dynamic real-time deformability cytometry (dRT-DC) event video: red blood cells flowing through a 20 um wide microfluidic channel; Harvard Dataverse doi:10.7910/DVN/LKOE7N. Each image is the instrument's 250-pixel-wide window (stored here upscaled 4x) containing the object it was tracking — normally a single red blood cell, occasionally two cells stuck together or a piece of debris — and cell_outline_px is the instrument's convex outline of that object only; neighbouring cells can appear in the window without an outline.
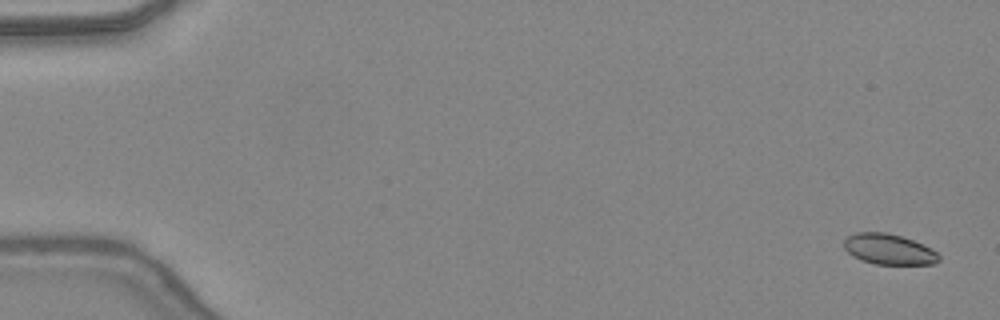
{"species": "common noctule bat (a hibernating species)", "species_latin": "Nyctalus noctula", "temperature_condition": "warm", "stored_images_in_passage": 16, "camera_frame_rate_fps": 3000, "um_per_image_px": 0.085, "animal": {"sex": "female", "body_mass_g": 24.6, "forearm_length_mm": 56.2}, "frame": {"image": 1, "passage_image": 2, "time_ms": 0.333, "image_size_px": [1000, 320], "cell_outline_px": [[940, 260], [936, 264], [876, 264], [860, 260], [852, 256], [844, 248], [844, 240], [848, 236], [856, 232], [884, 232], [900, 236], [912, 240], [936, 252], [940, 256]], "centroid_in_image_um": [75.52, 21.19], "position_along_channel_um": 9.5, "area_um2": 16.76}}
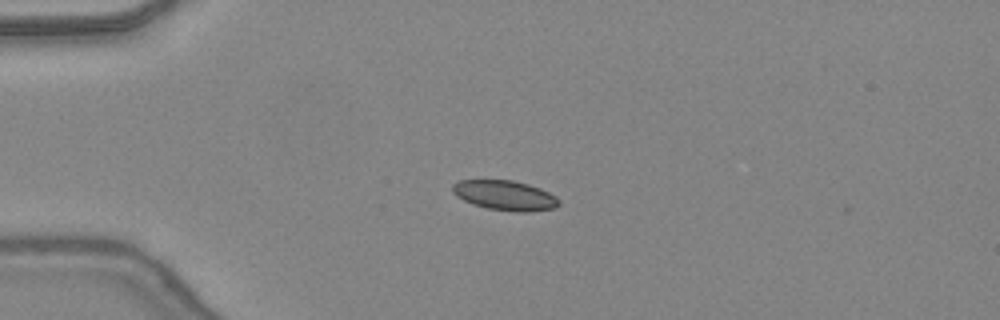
{"frame": {"image": 2, "passage_image": 13, "time_ms": 4.0, "image_size_px": [1000, 320], "cell_outline_px": [[560, 204], [556, 208], [528, 212], [516, 212], [488, 208], [472, 204], [456, 196], [452, 192], [452, 184], [460, 180], [512, 180], [528, 184], [540, 188], [556, 196], [560, 200]], "centroid_in_image_um": [42.94, 16.61], "position_along_channel_um": 42.1, "area_um2": 18.61}}